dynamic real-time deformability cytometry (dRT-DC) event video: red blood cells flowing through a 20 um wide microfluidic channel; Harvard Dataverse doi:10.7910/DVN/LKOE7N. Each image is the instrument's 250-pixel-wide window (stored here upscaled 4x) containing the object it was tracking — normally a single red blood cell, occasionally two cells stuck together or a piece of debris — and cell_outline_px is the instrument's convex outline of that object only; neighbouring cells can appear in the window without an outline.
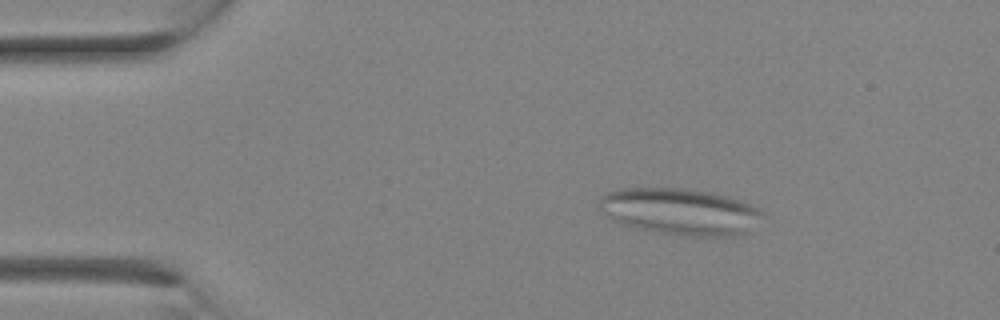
{"species": "Egyptian fruit bat (a non-hibernating species)", "species_latin": "Rousettus aegyptiacus", "temperature_condition": "room temperature", "stored_images_in_passage": 13, "camera_frame_rate_fps": 3000, "um_per_image_px": 0.085, "animal": {"sex": "female"}, "frame": {"image": 1, "passage_image": 4, "time_ms": 1.0, "image_size_px": [1000, 320], "cell_outline_px": [[764, 216], [748, 232], [736, 236], [684, 236], [636, 228], [624, 224], [600, 212], [596, 204], [600, 196], [608, 192], [620, 188], [688, 188], [712, 192], [728, 196], [740, 200], [760, 208], [764, 212]], "centroid_in_image_um": [57.83, 17.97], "position_along_channel_um": 27.2, "area_um2": 44.8}}
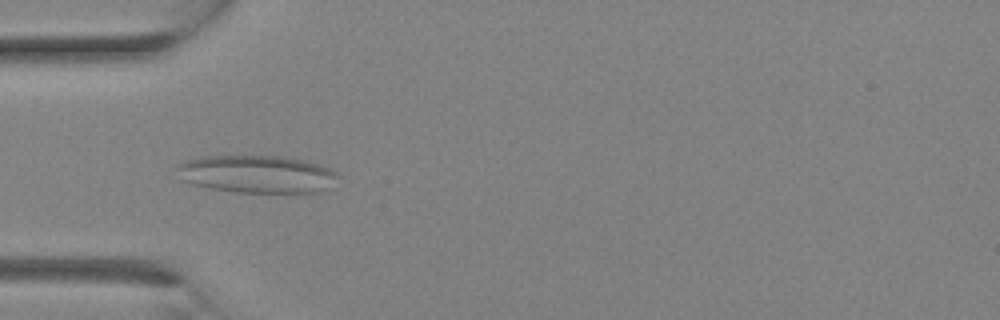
{"frame": {"image": 2, "passage_image": 8, "time_ms": 2.333, "image_size_px": [1000, 320], "cell_outline_px": [[340, 176], [324, 188], [316, 192], [236, 192], [212, 188], [192, 184], [184, 180], [176, 168], [176, 164], [184, 160], [204, 156], [280, 156], [304, 160], [320, 164], [336, 172]], "centroid_in_image_um": [21.8, 14.78], "position_along_channel_um": 63.2, "area_um2": 34.97}}
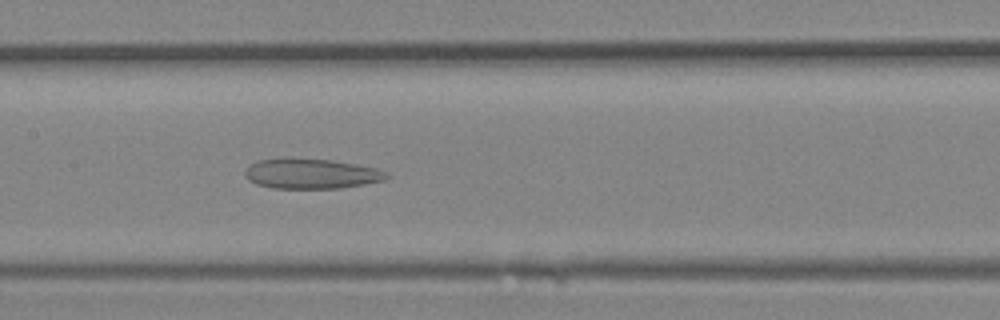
{"frame": {"image": 3, "passage_image": 13, "time_ms": 4.0, "image_size_px": [1000, 320], "cell_outline_px": [[392, 176], [384, 180], [364, 184], [340, 188], [272, 188], [256, 184], [248, 180], [244, 176], [244, 172], [256, 160], [284, 156], [332, 160], [376, 168], [388, 172]], "centroid_in_image_um": [26.43, 14.74], "position_along_channel_um": 181.0, "area_um2": 25.32}}